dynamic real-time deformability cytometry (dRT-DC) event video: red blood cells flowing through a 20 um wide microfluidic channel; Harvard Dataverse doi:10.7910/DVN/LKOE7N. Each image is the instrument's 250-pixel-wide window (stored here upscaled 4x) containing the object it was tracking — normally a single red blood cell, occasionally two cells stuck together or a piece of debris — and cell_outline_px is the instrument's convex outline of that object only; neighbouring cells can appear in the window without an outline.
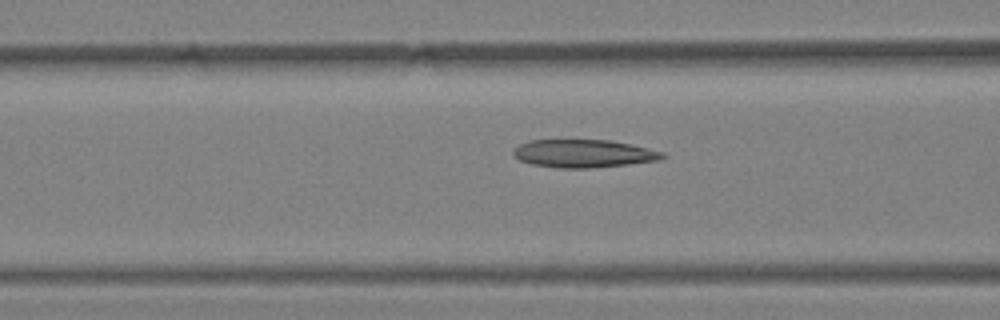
{"species": "Egyptian fruit bat (a non-hibernating species)", "species_latin": "Rousettus aegyptiacus", "temperature_condition": "warm", "stored_images_in_passage": 41, "camera_frame_rate_fps": 3000, "um_per_image_px": 0.085, "animal": {"sex": "female"}, "frame": {"image": 1, "passage_image": 17, "time_ms": 5.333, "image_size_px": [1000, 320], "cell_outline_px": [[668, 156], [660, 160], [628, 164], [588, 168], [560, 168], [532, 164], [520, 160], [512, 152], [512, 148], [528, 140], [608, 140], [648, 148], [664, 152]], "centroid_in_image_um": [49.6, 13.05], "position_along_channel_um": 117.0, "area_um2": 24.22}}
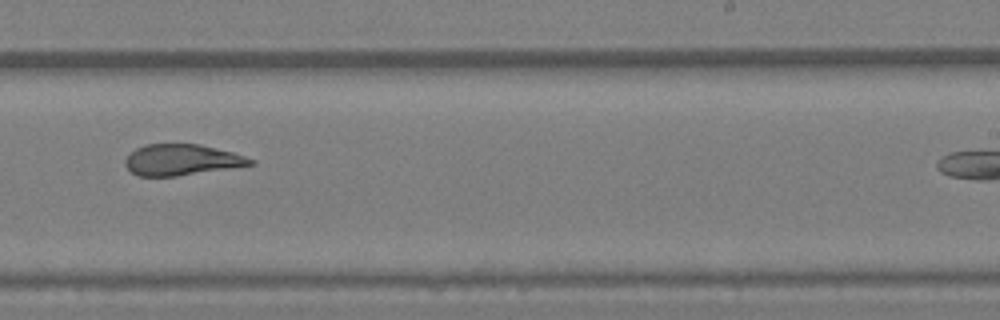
{"frame": {"image": 2, "passage_image": 30, "time_ms": 9.667, "image_size_px": [1000, 320], "cell_outline_px": [[256, 164], [176, 176], [136, 176], [124, 164], [124, 160], [136, 148], [144, 144], [200, 144], [232, 152], [256, 160]], "centroid_in_image_um": [15.44, 13.58], "position_along_channel_um": 273.6, "area_um2": 22.54}}
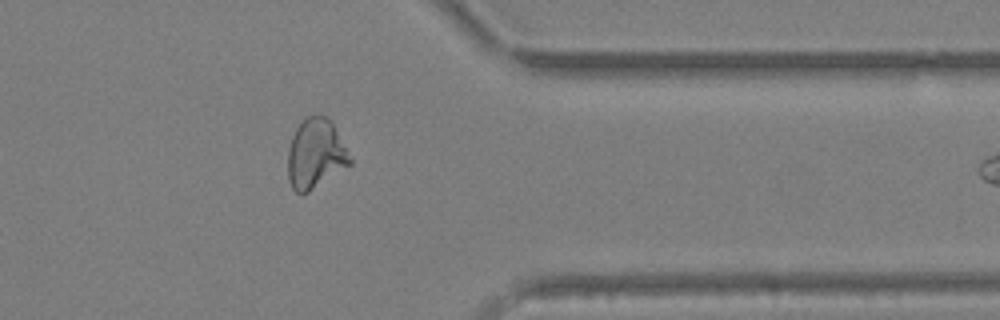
{"frame": {"image": 3, "passage_image": 40, "time_ms": 13.0, "image_size_px": [1000, 320], "cell_outline_px": [[352, 164], [308, 192], [296, 192], [292, 188], [288, 180], [288, 148], [292, 136], [296, 128], [308, 116], [316, 112], [332, 120], [352, 160]], "centroid_in_image_um": [26.83, 13.05], "position_along_channel_um": 384.6, "area_um2": 25.32}}